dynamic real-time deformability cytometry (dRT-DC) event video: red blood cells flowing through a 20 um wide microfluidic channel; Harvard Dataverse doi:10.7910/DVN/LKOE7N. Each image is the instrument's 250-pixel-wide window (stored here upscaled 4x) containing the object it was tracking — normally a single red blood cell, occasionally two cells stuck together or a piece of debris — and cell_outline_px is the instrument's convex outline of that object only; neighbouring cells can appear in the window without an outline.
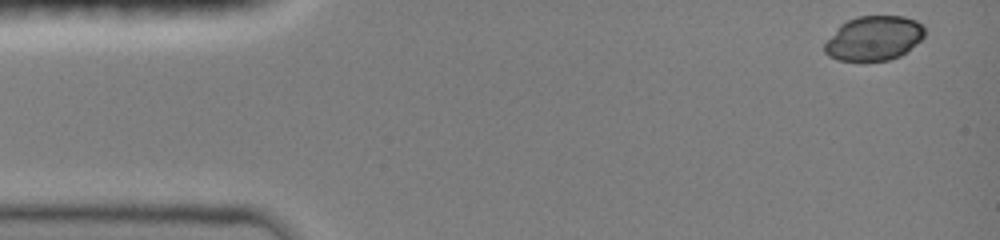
{"species": "common noctule bat (a hibernating species)", "species_latin": "Nyctalus noctula", "temperature_condition": "room temperature", "stored_images_in_passage": 43, "camera_frame_rate_fps": 3000, "um_per_image_px": 0.085, "animal": {"sex": "female", "body_mass_g": 19.0, "forearm_length_mm": 51.5}, "frame": {"image": 1, "passage_image": 1, "time_ms": 0.0, "image_size_px": [1000, 240], "cell_outline_px": [[924, 36], [920, 40], [900, 56], [888, 60], [836, 60], [828, 56], [824, 52], [824, 44], [840, 24], [856, 16], [904, 16], [916, 20], [924, 28]], "centroid_in_image_um": [74.25, 3.24], "position_along_channel_um": 10.7, "area_um2": 25.78}}
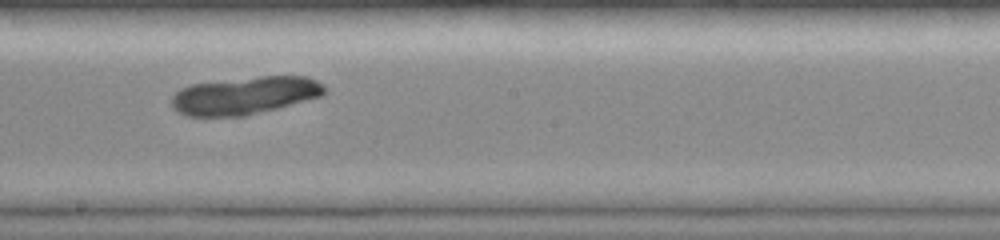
{"frame": {"image": 2, "passage_image": 18, "time_ms": 8.0, "image_size_px": [1000, 240], "cell_outline_px": [[324, 92], [320, 96], [276, 108], [244, 116], [188, 116], [172, 108], [172, 96], [180, 88], [192, 84], [260, 76], [308, 76], [324, 84]], "centroid_in_image_um": [20.79, 8.11], "position_along_channel_um": 227.4, "area_um2": 33.23}}
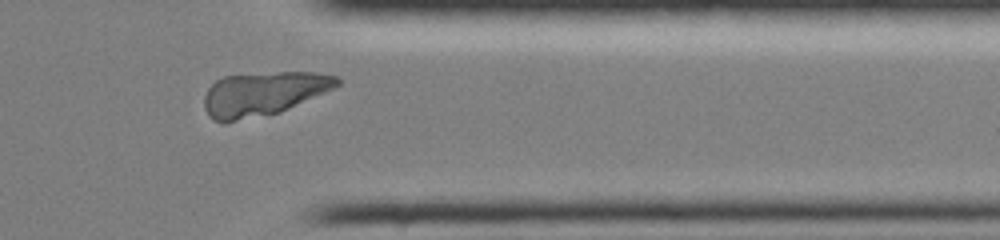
{"frame": {"image": 3, "passage_image": 36, "time_ms": 12.0, "image_size_px": [1000, 240], "cell_outline_px": [[340, 84], [324, 92], [280, 112], [236, 120], [212, 120], [208, 116], [204, 108], [204, 96], [208, 88], [216, 80], [224, 76], [280, 72], [316, 72], [336, 76], [340, 80]], "centroid_in_image_um": [22.36, 7.94], "position_along_channel_um": 389.0, "area_um2": 33.29}}